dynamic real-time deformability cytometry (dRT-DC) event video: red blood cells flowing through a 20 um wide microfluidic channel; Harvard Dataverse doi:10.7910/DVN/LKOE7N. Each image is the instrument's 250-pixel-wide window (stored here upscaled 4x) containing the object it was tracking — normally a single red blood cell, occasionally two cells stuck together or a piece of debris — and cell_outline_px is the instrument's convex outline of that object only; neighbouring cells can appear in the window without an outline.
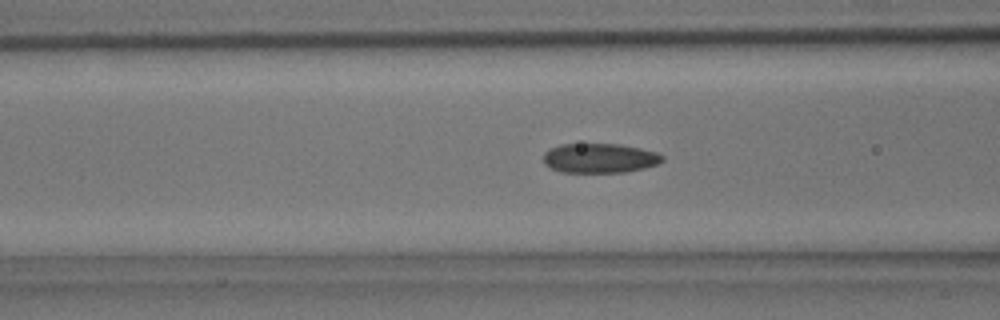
{"species": "common noctule bat (a hibernating species)", "species_latin": "Nyctalus noctula", "temperature_condition": "room temperature", "stored_images_in_passage": 6, "camera_frame_rate_fps": 3000, "um_per_image_px": 0.085, "animal": {"sex": "male", "body_mass_g": 15.6}, "frame": {"image": 1, "passage_image": 4, "time_ms": 1.0, "image_size_px": [1000, 320], "cell_outline_px": [[664, 160], [656, 164], [644, 168], [624, 172], [560, 172], [544, 164], [544, 152], [548, 148], [560, 144], [620, 144], [640, 148], [656, 152], [664, 156]], "centroid_in_image_um": [50.95, 13.43], "position_along_channel_um": 115.7, "area_um2": 20.52}}